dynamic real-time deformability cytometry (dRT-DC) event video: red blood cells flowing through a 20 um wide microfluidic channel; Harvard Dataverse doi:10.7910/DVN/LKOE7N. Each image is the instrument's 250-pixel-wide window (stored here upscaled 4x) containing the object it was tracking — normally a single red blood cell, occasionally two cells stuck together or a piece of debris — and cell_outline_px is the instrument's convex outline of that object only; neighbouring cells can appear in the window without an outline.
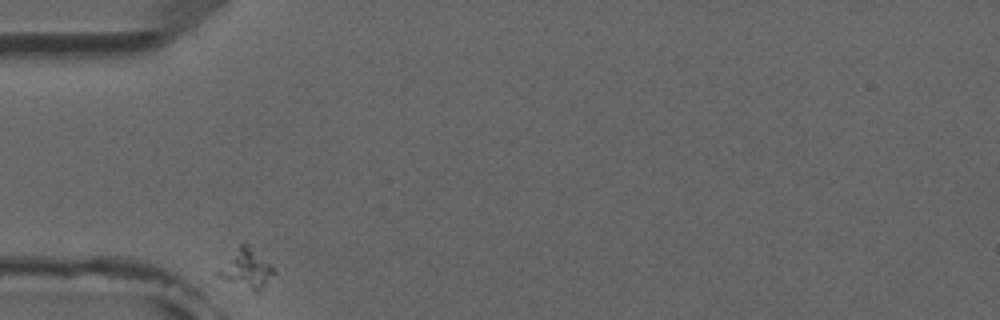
{"species": "common noctule bat (a hibernating species)", "species_latin": "Nyctalus noctula", "temperature_condition": "room temperature", "stored_images_in_passage": 33, "camera_frame_rate_fps": 3000, "um_per_image_px": 0.085, "animal": {"sex": "male", "forearm_length_mm": 52.5}, "frame": {"image": 1, "passage_image": 1, "time_ms": 0.0, "image_size_px": [1000, 320], "cell_outline_px": [[276, 272], [260, 292], [256, 292], [212, 276], [212, 272], [240, 244], [248, 244]], "centroid_in_image_um": [20.83, 22.88], "position_along_channel_um": 64.2, "area_um2": 12.83}}
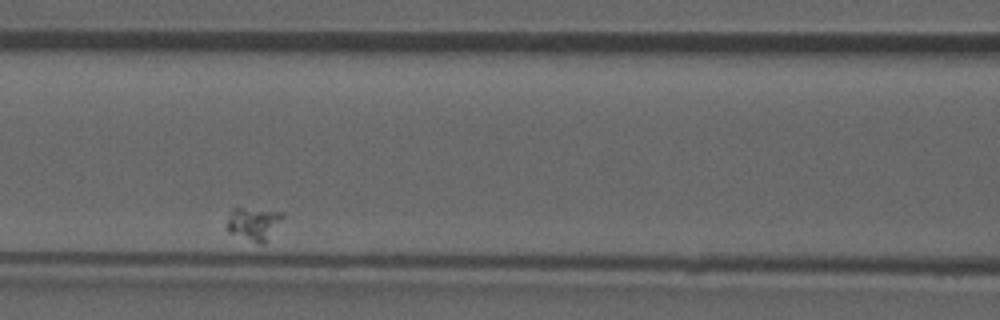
{"frame": {"image": 2, "passage_image": 10, "time_ms": 3.0, "image_size_px": [1000, 320], "cell_outline_px": [[284, 216], [264, 244], [260, 244], [228, 232], [224, 224], [232, 208], [240, 208], [284, 212]], "centroid_in_image_um": [21.51, 19.01], "position_along_channel_um": 145.1, "area_um2": 10.64}}
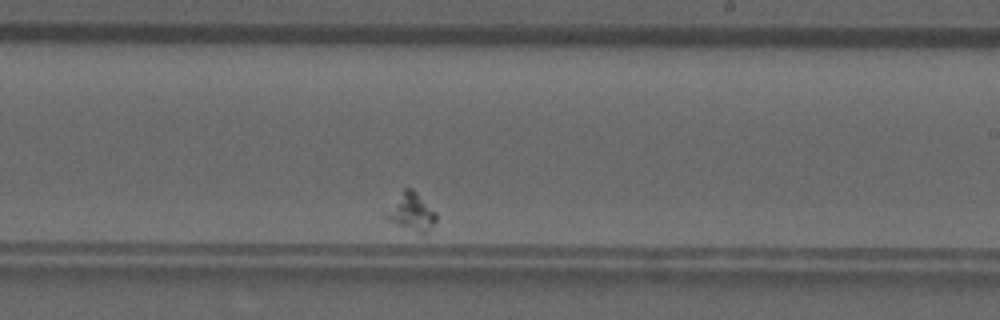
{"frame": {"image": 3, "passage_image": 21, "time_ms": 6.667, "image_size_px": [1000, 320], "cell_outline_px": [[436, 220], [428, 232], [424, 236], [420, 236], [388, 220], [384, 216], [404, 188], [412, 188], [436, 212]], "centroid_in_image_um": [35.01, 18.09], "position_along_channel_um": 254.0, "area_um2": 10.92}}